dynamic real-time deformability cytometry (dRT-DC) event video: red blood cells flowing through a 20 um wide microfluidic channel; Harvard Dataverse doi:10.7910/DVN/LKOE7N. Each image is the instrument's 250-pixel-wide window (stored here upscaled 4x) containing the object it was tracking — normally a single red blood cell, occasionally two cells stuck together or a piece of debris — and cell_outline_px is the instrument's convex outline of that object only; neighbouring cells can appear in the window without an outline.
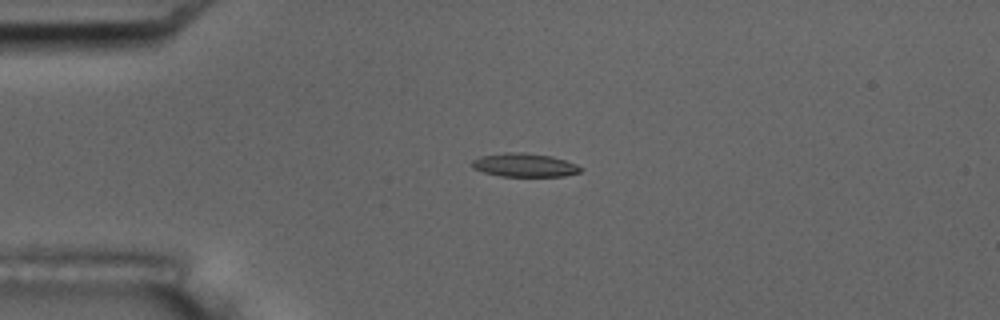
{"species": "common noctule bat (a hibernating species)", "species_latin": "Nyctalus noctula", "temperature_condition": "room temperature", "stored_images_in_passage": 2, "camera_frame_rate_fps": 3000, "um_per_image_px": 0.085, "animal": {"sex": "male", "body_mass_g": 17.5, "forearm_length_mm": 52.3}, "frame": {"image": 1, "passage_image": 2, "time_ms": 1.333, "image_size_px": [1000, 320], "cell_outline_px": [[584, 168], [580, 172], [564, 176], [500, 176], [484, 172], [472, 168], [472, 160], [480, 156], [504, 152], [524, 152], [552, 156], [576, 164]], "centroid_in_image_um": [44.58, 14.02], "position_along_channel_um": 40.4, "area_um2": 14.97}}